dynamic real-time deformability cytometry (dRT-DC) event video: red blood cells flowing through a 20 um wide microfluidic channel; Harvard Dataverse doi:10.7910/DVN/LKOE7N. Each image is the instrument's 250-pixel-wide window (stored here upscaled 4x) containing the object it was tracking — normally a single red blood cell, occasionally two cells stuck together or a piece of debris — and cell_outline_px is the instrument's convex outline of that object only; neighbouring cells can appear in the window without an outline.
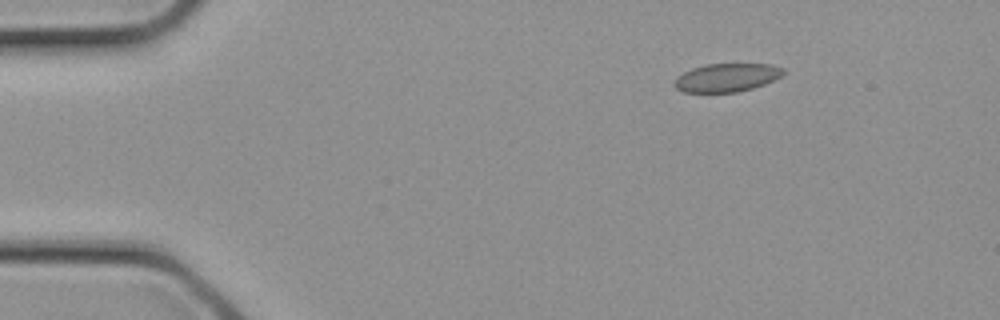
{"species": "common noctule bat (a hibernating species)", "species_latin": "Nyctalus noctula", "temperature_condition": "cold", "stored_images_in_passage": 2, "camera_frame_rate_fps": 3000, "um_per_image_px": 0.085, "animal": {"sex": "female", "body_mass_g": 21.9}, "frame": {"image": 1, "passage_image": 1, "time_ms": 0.0, "image_size_px": [1000, 320], "cell_outline_px": [[788, 72], [784, 76], [764, 84], [752, 88], [736, 92], [684, 92], [676, 88], [672, 84], [672, 80], [676, 76], [692, 68], [704, 64], [772, 64], [784, 68]], "centroid_in_image_um": [61.79, 6.58], "position_along_channel_um": 23.2, "area_um2": 18.32}}